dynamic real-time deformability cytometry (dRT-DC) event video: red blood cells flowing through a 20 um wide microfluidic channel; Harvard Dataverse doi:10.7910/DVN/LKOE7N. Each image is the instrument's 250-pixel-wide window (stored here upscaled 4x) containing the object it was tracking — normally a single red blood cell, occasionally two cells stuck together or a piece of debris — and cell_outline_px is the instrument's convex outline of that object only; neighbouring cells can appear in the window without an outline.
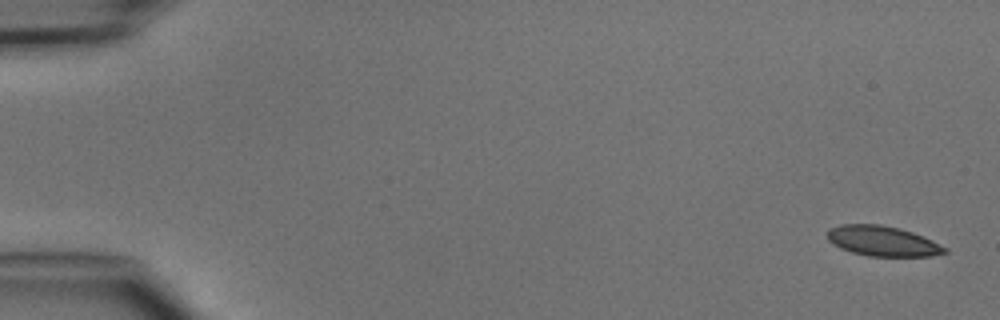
{"species": "common noctule bat (a hibernating species)", "species_latin": "Nyctalus noctula", "temperature_condition": "cold", "stored_images_in_passage": 4, "camera_frame_rate_fps": 3000, "um_per_image_px": 0.085, "animal": {"sex": "male", "body_mass_g": 15.6}, "frame": {"image": 1, "passage_image": 1, "time_ms": 0.0, "image_size_px": [1000, 320], "cell_outline_px": [[948, 252], [932, 256], [868, 256], [852, 252], [840, 248], [832, 244], [828, 240], [828, 228], [840, 224], [880, 224], [900, 228], [912, 232], [932, 240], [948, 248]], "centroid_in_image_um": [75.01, 20.48], "position_along_channel_um": 10.0, "area_um2": 20.75}}
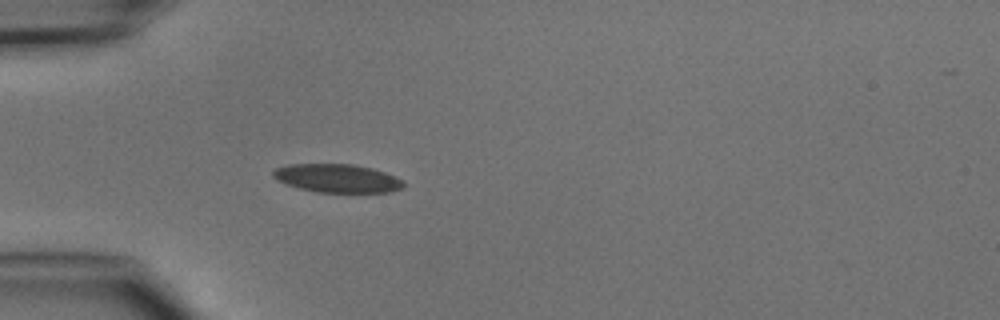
{"frame": {"image": 2, "passage_image": 4, "time_ms": 4.333, "image_size_px": [1000, 320], "cell_outline_px": [[404, 188], [388, 192], [316, 192], [300, 188], [276, 180], [272, 176], [272, 172], [276, 168], [288, 164], [352, 164], [372, 168], [384, 172], [400, 180], [404, 184]], "centroid_in_image_um": [28.63, 15.15], "position_along_channel_um": 56.4, "area_um2": 21.39}}